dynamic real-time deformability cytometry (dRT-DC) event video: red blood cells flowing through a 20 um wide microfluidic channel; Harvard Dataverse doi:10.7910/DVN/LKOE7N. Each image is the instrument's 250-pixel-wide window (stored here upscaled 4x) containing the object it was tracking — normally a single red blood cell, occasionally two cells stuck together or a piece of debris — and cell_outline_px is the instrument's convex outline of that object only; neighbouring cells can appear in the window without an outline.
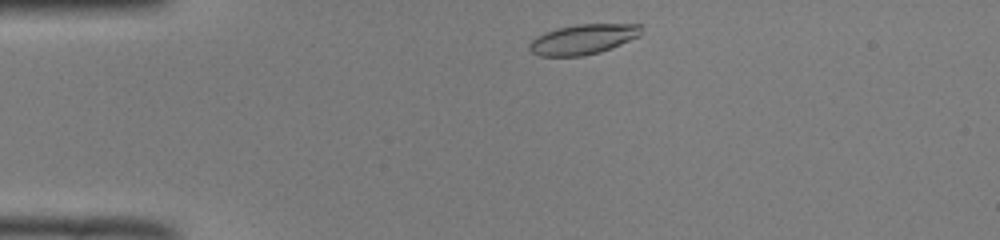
{"species": "common noctule bat (a hibernating species)", "species_latin": "Nyctalus noctula", "temperature_condition": "room temperature", "stored_images_in_passage": 42, "camera_frame_rate_fps": 3000, "um_per_image_px": 0.085, "animal": {"sex": "male", "body_mass_g": 19.0, "forearm_length_mm": 50.8}, "frame": {"image": 1, "passage_image": 2, "time_ms": 0.333, "image_size_px": [1000, 240], "cell_outline_px": [[644, 32], [640, 36], [612, 48], [600, 52], [580, 56], [540, 56], [532, 52], [528, 48], [528, 44], [536, 36], [544, 32], [556, 28], [576, 24], [640, 24]], "centroid_in_image_um": [49.57, 3.33], "position_along_channel_um": 35.4, "area_um2": 19.83}}
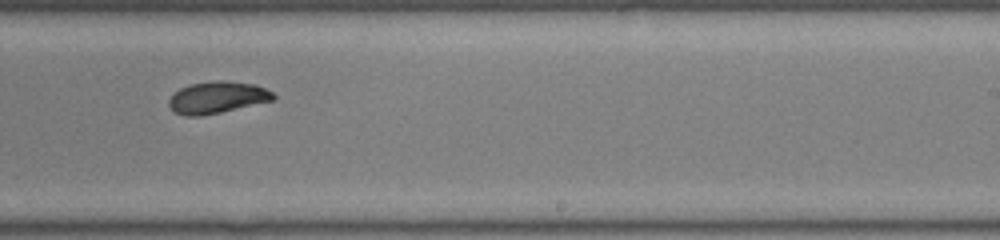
{"frame": {"image": 2, "passage_image": 23, "time_ms": 7.333, "image_size_px": [1000, 240], "cell_outline_px": [[276, 96], [272, 100], [220, 112], [200, 116], [184, 116], [176, 112], [168, 104], [168, 100], [180, 88], [188, 84], [220, 80], [256, 84], [272, 92]], "centroid_in_image_um": [18.45, 8.27], "position_along_channel_um": 270.6, "area_um2": 19.07}}
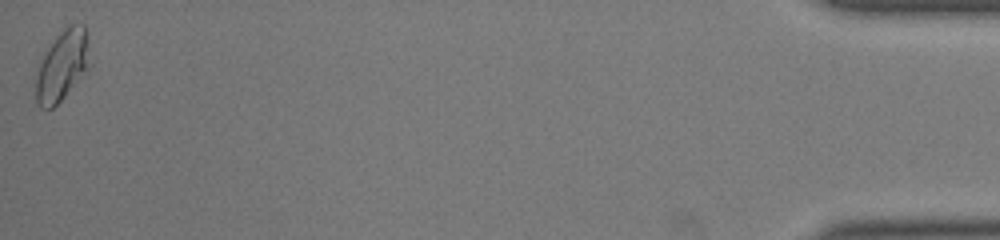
{"frame": {"image": 3, "passage_image": 42, "time_ms": 13.667, "image_size_px": [1000, 240], "cell_outline_px": [[92, 64], [64, 96], [52, 108], [40, 108], [36, 100], [36, 76], [40, 64], [48, 48], [56, 36], [68, 24], [84, 24], [88, 32]], "centroid_in_image_um": [5.35, 5.52], "position_along_channel_um": 429.8, "area_um2": 22.14}, "authors_computed_cell_mechanics": {"area_um2": 19.652, "velocity_mm_per_s": 3.971, "shape_relaxation_time_tau1_ms": 4.9891, "shape_relaxation_time_tau2_ms": 7.0841, "deformation_change_tau1": 0.1431, "deformation_change_tau2": 0.0815}}